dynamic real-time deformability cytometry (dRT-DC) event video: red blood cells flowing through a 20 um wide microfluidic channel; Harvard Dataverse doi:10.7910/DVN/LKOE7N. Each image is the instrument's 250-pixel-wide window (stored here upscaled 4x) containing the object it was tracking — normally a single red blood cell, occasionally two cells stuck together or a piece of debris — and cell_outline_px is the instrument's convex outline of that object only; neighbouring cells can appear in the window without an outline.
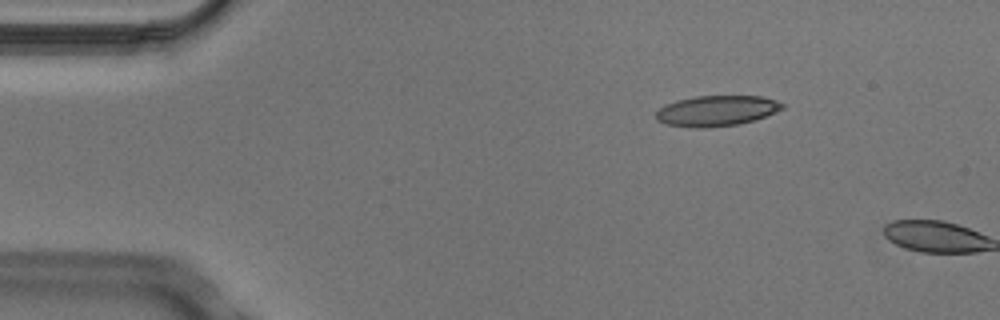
{"species": "Egyptian fruit bat (a non-hibernating species)", "species_latin": "Rousettus aegyptiacus", "temperature_condition": "cold", "stored_images_in_passage": 4, "camera_frame_rate_fps": 3000, "um_per_image_px": 0.085, "animal": {"sex": "male"}, "frame": {"image": 1, "passage_image": 3, "time_ms": 0.667, "image_size_px": [1000, 320], "cell_outline_px": [[784, 108], [776, 112], [752, 120], [736, 124], [708, 128], [692, 128], [664, 124], [656, 120], [656, 112], [664, 104], [676, 100], [696, 96], [760, 96], [776, 100], [784, 104]], "centroid_in_image_um": [60.86, 9.42], "position_along_channel_um": 24.1, "area_um2": 22.54}}